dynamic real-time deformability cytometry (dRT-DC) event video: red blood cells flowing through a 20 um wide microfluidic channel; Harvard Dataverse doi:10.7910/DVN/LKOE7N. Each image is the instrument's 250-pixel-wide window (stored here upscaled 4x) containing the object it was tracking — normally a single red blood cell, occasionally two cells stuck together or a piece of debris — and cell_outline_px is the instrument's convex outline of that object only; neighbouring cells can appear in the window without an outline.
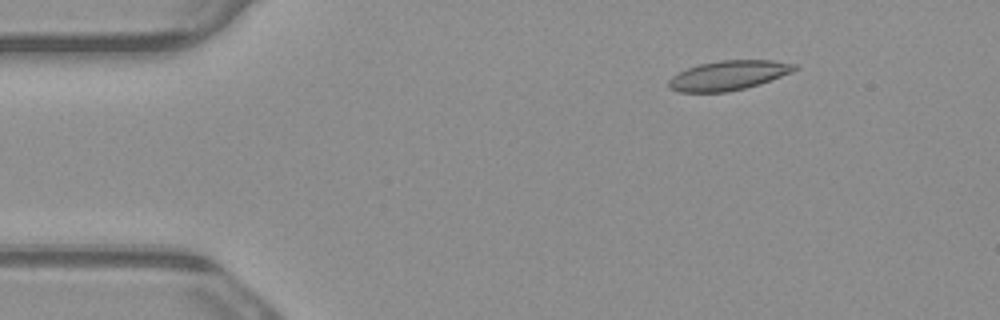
{"species": "common noctule bat (a hibernating species)", "species_latin": "Nyctalus noctula", "temperature_condition": "warm", "stored_images_in_passage": 4, "camera_frame_rate_fps": 3000, "um_per_image_px": 0.085, "animal": {"sex": "male", "body_mass_g": 23.1, "forearm_length_mm": 52.7}, "frame": {"image": 1, "passage_image": 2, "time_ms": 0.333, "image_size_px": [1000, 320], "cell_outline_px": [[800, 68], [792, 72], [760, 84], [728, 92], [676, 92], [668, 84], [668, 80], [672, 76], [688, 68], [700, 64], [720, 60], [772, 60], [796, 64]], "centroid_in_image_um": [61.94, 6.4], "position_along_channel_um": 23.1, "area_um2": 21.62}}